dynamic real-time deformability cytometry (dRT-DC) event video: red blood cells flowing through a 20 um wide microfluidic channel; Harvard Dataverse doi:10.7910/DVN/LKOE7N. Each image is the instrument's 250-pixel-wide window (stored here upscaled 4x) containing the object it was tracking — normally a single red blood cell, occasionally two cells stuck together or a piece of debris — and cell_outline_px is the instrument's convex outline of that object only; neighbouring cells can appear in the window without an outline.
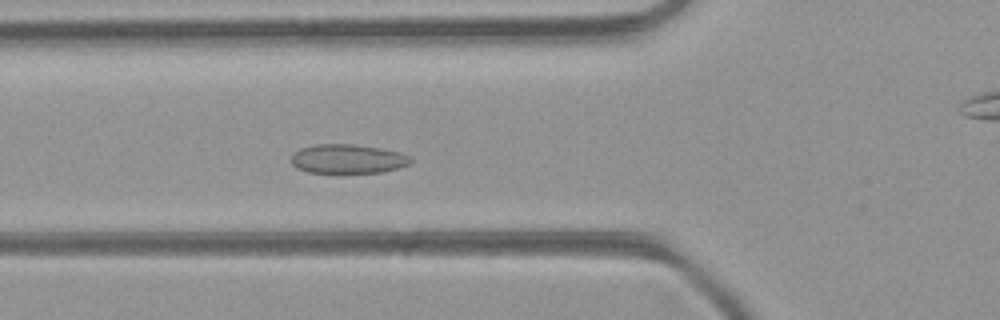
{"species": "common noctule bat (a hibernating species)", "species_latin": "Nyctalus noctula", "temperature_condition": "room temperature", "stored_images_in_passage": 48, "camera_frame_rate_fps": 3000, "um_per_image_px": 0.085, "animal": {"sex": "female", "body_mass_g": 21.9}, "frame": {"image": 1, "passage_image": 17, "time_ms": 5.333, "image_size_px": [1000, 320], "cell_outline_px": [[412, 160], [408, 164], [396, 168], [380, 172], [340, 176], [336, 176], [308, 172], [296, 168], [292, 164], [292, 156], [300, 148], [316, 144], [352, 144], [380, 148], [400, 152], [412, 156]], "centroid_in_image_um": [29.54, 13.56], "position_along_channel_um": 96.3, "area_um2": 21.15}}
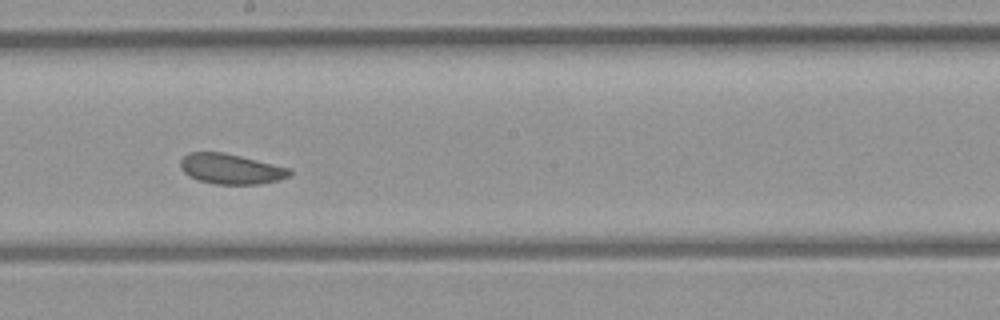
{"frame": {"image": 2, "passage_image": 26, "time_ms": 8.333, "image_size_px": [1000, 320], "cell_outline_px": [[292, 172], [288, 176], [280, 180], [260, 184], [216, 184], [196, 180], [188, 176], [180, 168], [180, 160], [188, 152], [224, 152], [292, 168]], "centroid_in_image_um": [19.62, 14.36], "position_along_channel_um": 228.6, "area_um2": 19.48}}
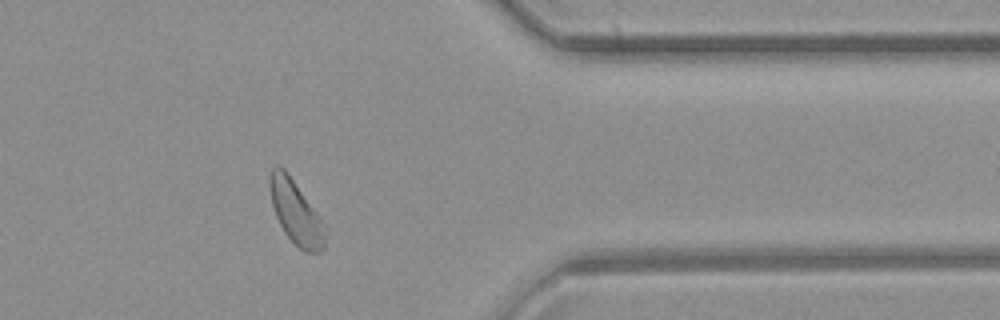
{"frame": {"image": 3, "passage_image": 38, "time_ms": 12.333, "image_size_px": [1000, 320], "cell_outline_px": [[324, 248], [320, 252], [304, 252], [284, 232], [276, 216], [272, 204], [268, 184], [272, 168], [276, 164], [280, 164], [288, 172], [320, 216], [324, 224]], "centroid_in_image_um": [25.12, 18.0], "position_along_channel_um": 386.3, "area_um2": 20.4}, "authors_computed_cell_mechanics": {"area_um2": 21.0103, "velocity_mm_per_s": 4.3976, "shape_relaxation_time_tau1_ms": 3.3704, "shape_relaxation_time_tau2_ms": 3.4054, "deformation_change_tau1": 0.052, "deformation_change_tau2": 0.0827}}